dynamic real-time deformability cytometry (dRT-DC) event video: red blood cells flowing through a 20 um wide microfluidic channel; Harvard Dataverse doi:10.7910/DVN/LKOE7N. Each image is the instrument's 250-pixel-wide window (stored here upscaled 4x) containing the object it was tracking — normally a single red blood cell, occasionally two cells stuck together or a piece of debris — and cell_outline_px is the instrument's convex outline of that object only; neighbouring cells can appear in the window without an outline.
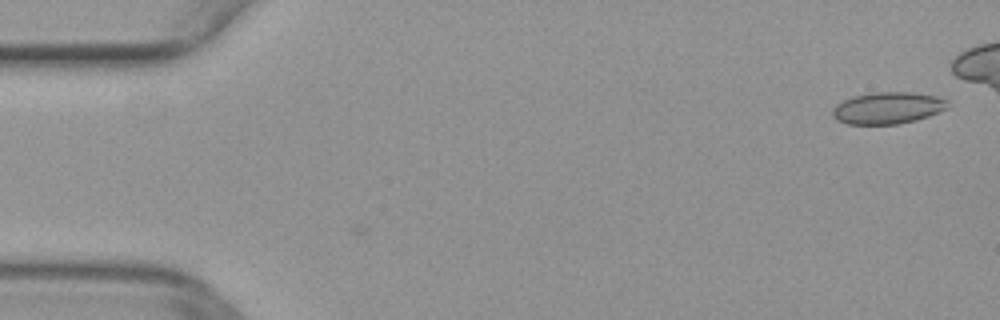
{"species": "common noctule bat (a hibernating species)", "species_latin": "Nyctalus noctula", "temperature_condition": "warm", "stored_images_in_passage": 4, "camera_frame_rate_fps": 3000, "um_per_image_px": 0.085, "animal": {"sex": "female", "body_mass_g": 29.2, "forearm_length_mm": 56.3}, "frame": {"image": 1, "passage_image": 4, "time_ms": 1.0, "image_size_px": [1000, 320], "cell_outline_px": [[948, 108], [928, 116], [916, 120], [896, 124], [848, 124], [836, 120], [832, 116], [832, 108], [836, 104], [852, 96], [872, 92], [912, 92], [936, 96], [948, 100]], "centroid_in_image_um": [75.43, 9.17], "position_along_channel_um": 9.6, "area_um2": 21.44}}